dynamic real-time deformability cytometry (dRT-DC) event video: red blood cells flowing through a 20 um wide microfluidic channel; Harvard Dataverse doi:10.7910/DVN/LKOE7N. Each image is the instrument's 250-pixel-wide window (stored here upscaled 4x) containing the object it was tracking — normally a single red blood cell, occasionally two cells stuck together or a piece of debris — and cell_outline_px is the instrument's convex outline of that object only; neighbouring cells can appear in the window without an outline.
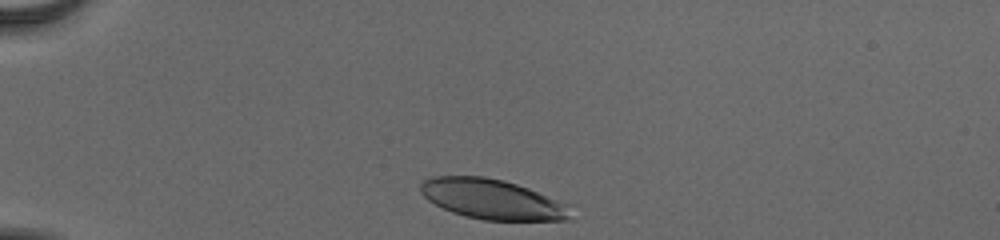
{"species": "human", "species_latin": "Homo sapiens", "temperature_condition": "cold", "stored_images_in_passage": 33, "camera_frame_rate_fps": 3000, "um_per_image_px": 0.085, "donor": {"sex": "male"}, "frame": {"image": 1, "passage_image": 1, "time_ms": 0.0, "image_size_px": [1000, 240], "cell_outline_px": [[568, 216], [564, 220], [484, 220], [464, 216], [452, 212], [428, 200], [420, 192], [420, 184], [424, 180], [432, 176], [484, 176], [504, 180], [528, 188], [568, 204]], "centroid_in_image_um": [41.78, 16.92], "position_along_channel_um": 43.2, "area_um2": 34.62}}
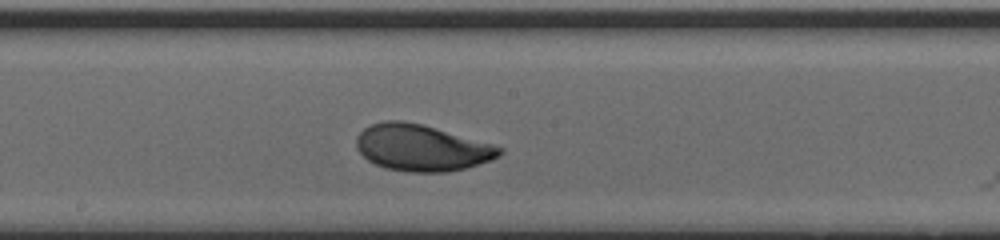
{"frame": {"image": 2, "passage_image": 18, "time_ms": 5.667, "image_size_px": [1000, 240], "cell_outline_px": [[504, 148], [496, 156], [488, 160], [464, 168], [448, 172], [408, 172], [384, 168], [368, 160], [356, 148], [356, 136], [364, 128], [372, 124], [384, 120], [404, 120], [424, 124], [492, 144]], "centroid_in_image_um": [35.77, 12.54], "position_along_channel_um": 212.4, "area_um2": 38.55}}
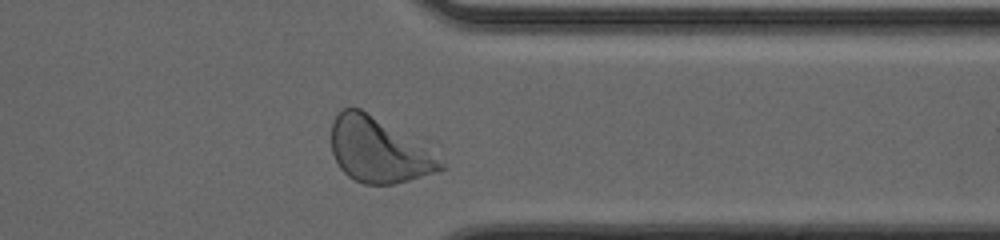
{"frame": {"image": 3, "passage_image": 31, "time_ms": 10.0, "image_size_px": [1000, 240], "cell_outline_px": [[444, 168], [408, 180], [392, 184], [364, 184], [348, 176], [340, 168], [332, 152], [332, 120], [344, 108], [360, 108], [444, 164]], "centroid_in_image_um": [32.01, 12.81], "position_along_channel_um": 379.4, "area_um2": 38.61}, "authors_computed_cell_mechanics": {"area_um2": 37.57, "velocity_mm_per_s": 3.866, "shape_relaxation_time_tau1_ms": 2.0197, "shape_relaxation_time_tau2_ms": 4.7022, "deformation_change_tau1": 0.1382, "deformation_change_tau2": 0.1082}}